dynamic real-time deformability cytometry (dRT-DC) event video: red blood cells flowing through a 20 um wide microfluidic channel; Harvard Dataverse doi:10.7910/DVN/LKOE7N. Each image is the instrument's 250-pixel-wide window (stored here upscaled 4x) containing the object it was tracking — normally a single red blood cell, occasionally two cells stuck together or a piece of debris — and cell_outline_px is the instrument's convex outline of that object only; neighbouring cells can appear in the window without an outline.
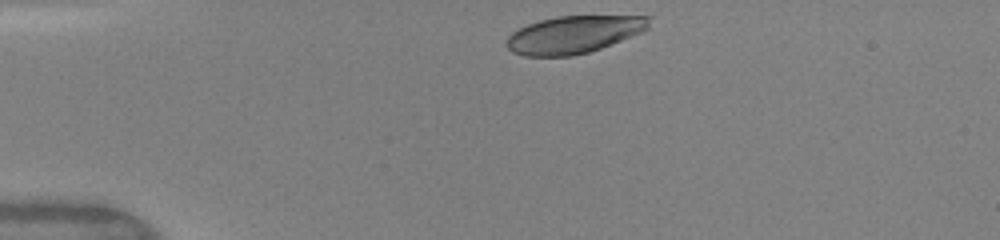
{"species": "human", "species_latin": "Homo sapiens", "temperature_condition": "warm", "stored_images_in_passage": 34, "camera_frame_rate_fps": 3000, "um_per_image_px": 0.085, "donor": {"sex": "female"}, "frame": {"image": 1, "passage_image": 1, "time_ms": 0.0, "image_size_px": [1000, 240], "cell_outline_px": [[652, 16], [648, 28], [640, 32], [600, 48], [588, 52], [572, 56], [524, 56], [512, 52], [508, 48], [508, 36], [512, 32], [528, 24], [540, 20], [556, 16]], "centroid_in_image_um": [48.75, 2.93], "position_along_channel_um": 36.2, "area_um2": 30.75}}
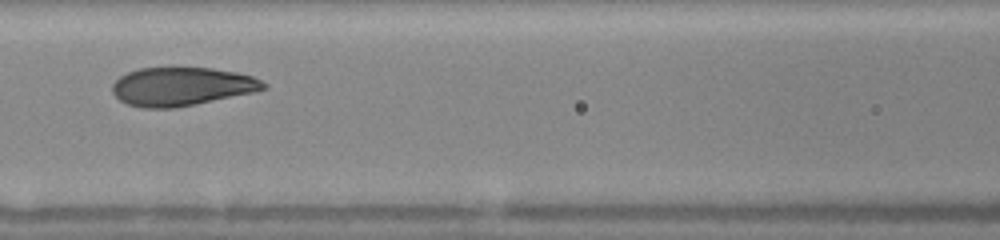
{"frame": {"image": 2, "passage_image": 13, "time_ms": 4.0, "image_size_px": [1000, 240], "cell_outline_px": [[268, 88], [252, 92], [196, 104], [176, 108], [140, 108], [128, 104], [120, 100], [112, 92], [112, 84], [120, 76], [128, 72], [140, 68], [212, 68], [236, 72], [252, 76], [268, 84]], "centroid_in_image_um": [15.43, 7.36], "position_along_channel_um": 151.2, "area_um2": 33.81}}
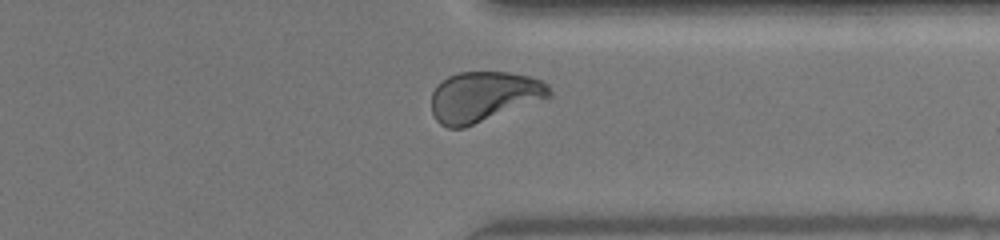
{"frame": {"image": 3, "passage_image": 29, "time_ms": 9.333, "image_size_px": [1000, 240], "cell_outline_px": [[552, 96], [464, 128], [448, 128], [440, 124], [436, 120], [432, 112], [432, 92], [448, 76], [460, 72], [508, 72], [528, 76], [544, 80], [548, 84], [552, 92]], "centroid_in_image_um": [41.14, 8.21], "position_along_channel_um": 370.3, "area_um2": 34.45}, "authors_computed_cell_mechanics": {"area_um2": 34.68, "velocity_mm_per_s": 4.1075, "shape_relaxation_time_tau1_ms": 3.6888, "shape_relaxation_time_tau2_ms": null, "deformation_change_tau1": 0.1762, "deformation_change_tau2": null}}